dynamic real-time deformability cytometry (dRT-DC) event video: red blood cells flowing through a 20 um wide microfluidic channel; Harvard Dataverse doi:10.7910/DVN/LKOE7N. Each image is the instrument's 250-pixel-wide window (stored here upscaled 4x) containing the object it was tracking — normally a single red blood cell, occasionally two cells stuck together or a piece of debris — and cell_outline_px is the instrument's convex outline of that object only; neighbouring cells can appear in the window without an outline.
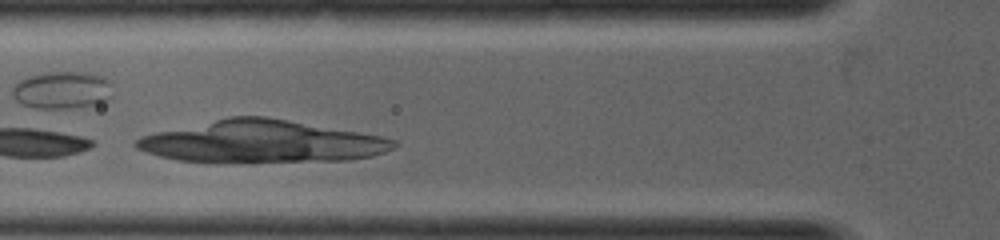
{"species": "common noctule bat (a hibernating species)", "species_latin": "Nyctalus noctula", "temperature_condition": "warm", "stored_images_in_passage": 14, "camera_frame_rate_fps": 5000, "um_per_image_px": 0.085, "animal": {"sex": "female", "body_mass_g": 19.0, "forearm_length_mm": 53.3}, "frame": {"image": 1, "passage_image": 5, "time_ms": 0.8, "image_size_px": [1000, 240], "cell_outline_px": [[112, 96], [108, 100], [100, 104], [80, 108], [36, 108], [20, 104], [12, 96], [12, 88], [20, 80], [28, 76], [44, 72], [88, 72], [104, 76], [112, 80]], "centroid_in_image_um": [5.35, 7.66], "position_along_channel_um": 120.5, "area_um2": 22.54}}